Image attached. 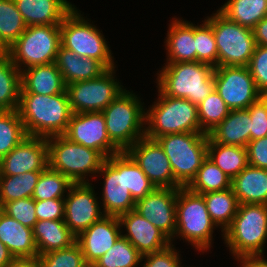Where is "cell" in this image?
<instances>
[{
  "instance_id": "6da1fadb",
  "label": "cell",
  "mask_w": 267,
  "mask_h": 267,
  "mask_svg": "<svg viewBox=\"0 0 267 267\" xmlns=\"http://www.w3.org/2000/svg\"><path fill=\"white\" fill-rule=\"evenodd\" d=\"M17 111L27 136L45 138L63 135L72 115L66 90L46 96L20 93Z\"/></svg>"
},
{
  "instance_id": "7a4b0ae2",
  "label": "cell",
  "mask_w": 267,
  "mask_h": 267,
  "mask_svg": "<svg viewBox=\"0 0 267 267\" xmlns=\"http://www.w3.org/2000/svg\"><path fill=\"white\" fill-rule=\"evenodd\" d=\"M160 73V74H159ZM156 86L164 95L199 105L214 88V67L204 62L166 63Z\"/></svg>"
},
{
  "instance_id": "3957f363",
  "label": "cell",
  "mask_w": 267,
  "mask_h": 267,
  "mask_svg": "<svg viewBox=\"0 0 267 267\" xmlns=\"http://www.w3.org/2000/svg\"><path fill=\"white\" fill-rule=\"evenodd\" d=\"M158 93L159 100L145 112V137L155 140L166 134L201 133L198 105L164 95L159 89Z\"/></svg>"
},
{
  "instance_id": "277c9868",
  "label": "cell",
  "mask_w": 267,
  "mask_h": 267,
  "mask_svg": "<svg viewBox=\"0 0 267 267\" xmlns=\"http://www.w3.org/2000/svg\"><path fill=\"white\" fill-rule=\"evenodd\" d=\"M222 235L235 260L263 255L267 240V205L239 204L231 225Z\"/></svg>"
},
{
  "instance_id": "5b68a950",
  "label": "cell",
  "mask_w": 267,
  "mask_h": 267,
  "mask_svg": "<svg viewBox=\"0 0 267 267\" xmlns=\"http://www.w3.org/2000/svg\"><path fill=\"white\" fill-rule=\"evenodd\" d=\"M138 98L125 89L102 111L108 137L121 152L145 136L144 102Z\"/></svg>"
},
{
  "instance_id": "8992f818",
  "label": "cell",
  "mask_w": 267,
  "mask_h": 267,
  "mask_svg": "<svg viewBox=\"0 0 267 267\" xmlns=\"http://www.w3.org/2000/svg\"><path fill=\"white\" fill-rule=\"evenodd\" d=\"M216 224L211 219L202 195L187 187L178 188L176 198V237L192 244L200 252L212 247L213 230ZM185 238V239H184Z\"/></svg>"
},
{
  "instance_id": "52a82bcc",
  "label": "cell",
  "mask_w": 267,
  "mask_h": 267,
  "mask_svg": "<svg viewBox=\"0 0 267 267\" xmlns=\"http://www.w3.org/2000/svg\"><path fill=\"white\" fill-rule=\"evenodd\" d=\"M46 139L48 166L65 175L73 183H89L86 176L97 174L105 161L98 151L73 143L63 135Z\"/></svg>"
},
{
  "instance_id": "ba28073f",
  "label": "cell",
  "mask_w": 267,
  "mask_h": 267,
  "mask_svg": "<svg viewBox=\"0 0 267 267\" xmlns=\"http://www.w3.org/2000/svg\"><path fill=\"white\" fill-rule=\"evenodd\" d=\"M208 139L205 133L166 134L155 139L169 158L174 178L182 187L191 183L207 157Z\"/></svg>"
},
{
  "instance_id": "9c48e42d",
  "label": "cell",
  "mask_w": 267,
  "mask_h": 267,
  "mask_svg": "<svg viewBox=\"0 0 267 267\" xmlns=\"http://www.w3.org/2000/svg\"><path fill=\"white\" fill-rule=\"evenodd\" d=\"M73 8L60 24L61 46L80 57L95 58L107 69L115 68L114 58L103 33Z\"/></svg>"
},
{
  "instance_id": "30bf717a",
  "label": "cell",
  "mask_w": 267,
  "mask_h": 267,
  "mask_svg": "<svg viewBox=\"0 0 267 267\" xmlns=\"http://www.w3.org/2000/svg\"><path fill=\"white\" fill-rule=\"evenodd\" d=\"M205 20L213 29L218 66H248L257 46L253 30L230 21L218 10Z\"/></svg>"
},
{
  "instance_id": "8fae6325",
  "label": "cell",
  "mask_w": 267,
  "mask_h": 267,
  "mask_svg": "<svg viewBox=\"0 0 267 267\" xmlns=\"http://www.w3.org/2000/svg\"><path fill=\"white\" fill-rule=\"evenodd\" d=\"M60 45V25L28 26L8 48V54L22 71L26 67L54 63Z\"/></svg>"
},
{
  "instance_id": "7c38bea8",
  "label": "cell",
  "mask_w": 267,
  "mask_h": 267,
  "mask_svg": "<svg viewBox=\"0 0 267 267\" xmlns=\"http://www.w3.org/2000/svg\"><path fill=\"white\" fill-rule=\"evenodd\" d=\"M115 68L107 69L99 77L66 85L72 113L102 112L123 89L115 79Z\"/></svg>"
},
{
  "instance_id": "4fadbf2b",
  "label": "cell",
  "mask_w": 267,
  "mask_h": 267,
  "mask_svg": "<svg viewBox=\"0 0 267 267\" xmlns=\"http://www.w3.org/2000/svg\"><path fill=\"white\" fill-rule=\"evenodd\" d=\"M214 88L230 110L247 109L262 96L248 66L214 67Z\"/></svg>"
},
{
  "instance_id": "5bb4252c",
  "label": "cell",
  "mask_w": 267,
  "mask_h": 267,
  "mask_svg": "<svg viewBox=\"0 0 267 267\" xmlns=\"http://www.w3.org/2000/svg\"><path fill=\"white\" fill-rule=\"evenodd\" d=\"M97 174L103 175L102 208L104 215L117 216L135 208L125 181V151L105 159Z\"/></svg>"
},
{
  "instance_id": "9a60e30c",
  "label": "cell",
  "mask_w": 267,
  "mask_h": 267,
  "mask_svg": "<svg viewBox=\"0 0 267 267\" xmlns=\"http://www.w3.org/2000/svg\"><path fill=\"white\" fill-rule=\"evenodd\" d=\"M63 136L98 151L105 159L121 152L108 137L102 112L72 113Z\"/></svg>"
},
{
  "instance_id": "2e32d148",
  "label": "cell",
  "mask_w": 267,
  "mask_h": 267,
  "mask_svg": "<svg viewBox=\"0 0 267 267\" xmlns=\"http://www.w3.org/2000/svg\"><path fill=\"white\" fill-rule=\"evenodd\" d=\"M91 185L73 183L64 198V222L76 237L104 216Z\"/></svg>"
},
{
  "instance_id": "e0dca14e",
  "label": "cell",
  "mask_w": 267,
  "mask_h": 267,
  "mask_svg": "<svg viewBox=\"0 0 267 267\" xmlns=\"http://www.w3.org/2000/svg\"><path fill=\"white\" fill-rule=\"evenodd\" d=\"M157 188H182L175 180L169 158L156 140L140 138L126 151Z\"/></svg>"
},
{
  "instance_id": "ac0fdd59",
  "label": "cell",
  "mask_w": 267,
  "mask_h": 267,
  "mask_svg": "<svg viewBox=\"0 0 267 267\" xmlns=\"http://www.w3.org/2000/svg\"><path fill=\"white\" fill-rule=\"evenodd\" d=\"M178 188H155L135 203L134 210L161 230L171 244L176 231V198Z\"/></svg>"
},
{
  "instance_id": "d6986e66",
  "label": "cell",
  "mask_w": 267,
  "mask_h": 267,
  "mask_svg": "<svg viewBox=\"0 0 267 267\" xmlns=\"http://www.w3.org/2000/svg\"><path fill=\"white\" fill-rule=\"evenodd\" d=\"M47 166V139L27 136L0 160V175H19L31 171H43Z\"/></svg>"
},
{
  "instance_id": "ffe728a7",
  "label": "cell",
  "mask_w": 267,
  "mask_h": 267,
  "mask_svg": "<svg viewBox=\"0 0 267 267\" xmlns=\"http://www.w3.org/2000/svg\"><path fill=\"white\" fill-rule=\"evenodd\" d=\"M121 224L117 216L104 215L76 237L85 263H95L104 255L122 235Z\"/></svg>"
},
{
  "instance_id": "44dd1931",
  "label": "cell",
  "mask_w": 267,
  "mask_h": 267,
  "mask_svg": "<svg viewBox=\"0 0 267 267\" xmlns=\"http://www.w3.org/2000/svg\"><path fill=\"white\" fill-rule=\"evenodd\" d=\"M121 227L125 228L126 234H122L143 256L158 252L171 244V240L148 219L141 216L135 210L120 215Z\"/></svg>"
},
{
  "instance_id": "7402d4cb",
  "label": "cell",
  "mask_w": 267,
  "mask_h": 267,
  "mask_svg": "<svg viewBox=\"0 0 267 267\" xmlns=\"http://www.w3.org/2000/svg\"><path fill=\"white\" fill-rule=\"evenodd\" d=\"M28 26L60 25L75 7L67 0H14Z\"/></svg>"
},
{
  "instance_id": "603a6c76",
  "label": "cell",
  "mask_w": 267,
  "mask_h": 267,
  "mask_svg": "<svg viewBox=\"0 0 267 267\" xmlns=\"http://www.w3.org/2000/svg\"><path fill=\"white\" fill-rule=\"evenodd\" d=\"M66 90V84L56 63L35 65L21 71L20 93L56 95Z\"/></svg>"
},
{
  "instance_id": "cb8c5ba5",
  "label": "cell",
  "mask_w": 267,
  "mask_h": 267,
  "mask_svg": "<svg viewBox=\"0 0 267 267\" xmlns=\"http://www.w3.org/2000/svg\"><path fill=\"white\" fill-rule=\"evenodd\" d=\"M66 85L91 80L103 74L107 68L95 58L80 57L73 51L59 46L56 61Z\"/></svg>"
},
{
  "instance_id": "d4e9b609",
  "label": "cell",
  "mask_w": 267,
  "mask_h": 267,
  "mask_svg": "<svg viewBox=\"0 0 267 267\" xmlns=\"http://www.w3.org/2000/svg\"><path fill=\"white\" fill-rule=\"evenodd\" d=\"M169 26L165 41L167 63L195 62L194 24L174 18Z\"/></svg>"
},
{
  "instance_id": "484cf974",
  "label": "cell",
  "mask_w": 267,
  "mask_h": 267,
  "mask_svg": "<svg viewBox=\"0 0 267 267\" xmlns=\"http://www.w3.org/2000/svg\"><path fill=\"white\" fill-rule=\"evenodd\" d=\"M0 240L14 258L38 257L33 229L22 225L0 209Z\"/></svg>"
},
{
  "instance_id": "4316f807",
  "label": "cell",
  "mask_w": 267,
  "mask_h": 267,
  "mask_svg": "<svg viewBox=\"0 0 267 267\" xmlns=\"http://www.w3.org/2000/svg\"><path fill=\"white\" fill-rule=\"evenodd\" d=\"M239 204L267 205V169L247 165L231 181Z\"/></svg>"
},
{
  "instance_id": "83f0119b",
  "label": "cell",
  "mask_w": 267,
  "mask_h": 267,
  "mask_svg": "<svg viewBox=\"0 0 267 267\" xmlns=\"http://www.w3.org/2000/svg\"><path fill=\"white\" fill-rule=\"evenodd\" d=\"M251 122L248 109L230 110L208 135L219 144L247 147L251 141Z\"/></svg>"
},
{
  "instance_id": "f1b7e54d",
  "label": "cell",
  "mask_w": 267,
  "mask_h": 267,
  "mask_svg": "<svg viewBox=\"0 0 267 267\" xmlns=\"http://www.w3.org/2000/svg\"><path fill=\"white\" fill-rule=\"evenodd\" d=\"M38 256L67 248L76 242V236L64 220H39L33 228Z\"/></svg>"
},
{
  "instance_id": "f546056e",
  "label": "cell",
  "mask_w": 267,
  "mask_h": 267,
  "mask_svg": "<svg viewBox=\"0 0 267 267\" xmlns=\"http://www.w3.org/2000/svg\"><path fill=\"white\" fill-rule=\"evenodd\" d=\"M207 157L231 179L248 165L246 147L219 144L210 136L207 144Z\"/></svg>"
},
{
  "instance_id": "4dcf8cb0",
  "label": "cell",
  "mask_w": 267,
  "mask_h": 267,
  "mask_svg": "<svg viewBox=\"0 0 267 267\" xmlns=\"http://www.w3.org/2000/svg\"><path fill=\"white\" fill-rule=\"evenodd\" d=\"M218 11L230 21L253 29L267 16V0H228Z\"/></svg>"
},
{
  "instance_id": "1f68e13d",
  "label": "cell",
  "mask_w": 267,
  "mask_h": 267,
  "mask_svg": "<svg viewBox=\"0 0 267 267\" xmlns=\"http://www.w3.org/2000/svg\"><path fill=\"white\" fill-rule=\"evenodd\" d=\"M206 202L207 210L217 227L223 233L232 223L237 213L238 201L231 188L222 191H211L201 194Z\"/></svg>"
},
{
  "instance_id": "d6a6232c",
  "label": "cell",
  "mask_w": 267,
  "mask_h": 267,
  "mask_svg": "<svg viewBox=\"0 0 267 267\" xmlns=\"http://www.w3.org/2000/svg\"><path fill=\"white\" fill-rule=\"evenodd\" d=\"M21 90V71L8 53L0 55V110H17Z\"/></svg>"
},
{
  "instance_id": "836d02e7",
  "label": "cell",
  "mask_w": 267,
  "mask_h": 267,
  "mask_svg": "<svg viewBox=\"0 0 267 267\" xmlns=\"http://www.w3.org/2000/svg\"><path fill=\"white\" fill-rule=\"evenodd\" d=\"M42 171L19 175H0V208L6 203L32 197Z\"/></svg>"
},
{
  "instance_id": "e575fe53",
  "label": "cell",
  "mask_w": 267,
  "mask_h": 267,
  "mask_svg": "<svg viewBox=\"0 0 267 267\" xmlns=\"http://www.w3.org/2000/svg\"><path fill=\"white\" fill-rule=\"evenodd\" d=\"M232 179L206 157L198 169L196 177L187 188L196 194L222 191L231 188Z\"/></svg>"
},
{
  "instance_id": "d590c367",
  "label": "cell",
  "mask_w": 267,
  "mask_h": 267,
  "mask_svg": "<svg viewBox=\"0 0 267 267\" xmlns=\"http://www.w3.org/2000/svg\"><path fill=\"white\" fill-rule=\"evenodd\" d=\"M27 137L17 110H0V160Z\"/></svg>"
},
{
  "instance_id": "8d00e7d4",
  "label": "cell",
  "mask_w": 267,
  "mask_h": 267,
  "mask_svg": "<svg viewBox=\"0 0 267 267\" xmlns=\"http://www.w3.org/2000/svg\"><path fill=\"white\" fill-rule=\"evenodd\" d=\"M22 15L14 0H0V41L8 49L25 31Z\"/></svg>"
},
{
  "instance_id": "74e56055",
  "label": "cell",
  "mask_w": 267,
  "mask_h": 267,
  "mask_svg": "<svg viewBox=\"0 0 267 267\" xmlns=\"http://www.w3.org/2000/svg\"><path fill=\"white\" fill-rule=\"evenodd\" d=\"M142 261V255L121 235L95 264L98 267H137Z\"/></svg>"
},
{
  "instance_id": "f35d334b",
  "label": "cell",
  "mask_w": 267,
  "mask_h": 267,
  "mask_svg": "<svg viewBox=\"0 0 267 267\" xmlns=\"http://www.w3.org/2000/svg\"><path fill=\"white\" fill-rule=\"evenodd\" d=\"M72 184L65 175L47 166L40 174L32 198L38 201L65 198L64 193Z\"/></svg>"
},
{
  "instance_id": "ab89813d",
  "label": "cell",
  "mask_w": 267,
  "mask_h": 267,
  "mask_svg": "<svg viewBox=\"0 0 267 267\" xmlns=\"http://www.w3.org/2000/svg\"><path fill=\"white\" fill-rule=\"evenodd\" d=\"M230 109L214 89L199 105L198 117L201 133L209 134L229 114Z\"/></svg>"
},
{
  "instance_id": "60d3db41",
  "label": "cell",
  "mask_w": 267,
  "mask_h": 267,
  "mask_svg": "<svg viewBox=\"0 0 267 267\" xmlns=\"http://www.w3.org/2000/svg\"><path fill=\"white\" fill-rule=\"evenodd\" d=\"M202 22L200 26L194 24L196 61L218 67V51L212 26L206 20Z\"/></svg>"
},
{
  "instance_id": "b9f144b4",
  "label": "cell",
  "mask_w": 267,
  "mask_h": 267,
  "mask_svg": "<svg viewBox=\"0 0 267 267\" xmlns=\"http://www.w3.org/2000/svg\"><path fill=\"white\" fill-rule=\"evenodd\" d=\"M125 181L132 198L135 202L144 198L156 187L148 179L145 173L140 169L139 165L125 151Z\"/></svg>"
},
{
  "instance_id": "7bdbcfd3",
  "label": "cell",
  "mask_w": 267,
  "mask_h": 267,
  "mask_svg": "<svg viewBox=\"0 0 267 267\" xmlns=\"http://www.w3.org/2000/svg\"><path fill=\"white\" fill-rule=\"evenodd\" d=\"M40 267H82L85 264L82 250L77 242L67 248L38 256Z\"/></svg>"
},
{
  "instance_id": "ee69618b",
  "label": "cell",
  "mask_w": 267,
  "mask_h": 267,
  "mask_svg": "<svg viewBox=\"0 0 267 267\" xmlns=\"http://www.w3.org/2000/svg\"><path fill=\"white\" fill-rule=\"evenodd\" d=\"M0 209L9 217L31 229L38 221L35 213V200L32 197L6 202Z\"/></svg>"
},
{
  "instance_id": "f6af8a7d",
  "label": "cell",
  "mask_w": 267,
  "mask_h": 267,
  "mask_svg": "<svg viewBox=\"0 0 267 267\" xmlns=\"http://www.w3.org/2000/svg\"><path fill=\"white\" fill-rule=\"evenodd\" d=\"M248 68L254 79L257 90L267 95V47L257 45Z\"/></svg>"
},
{
  "instance_id": "bcb514c9",
  "label": "cell",
  "mask_w": 267,
  "mask_h": 267,
  "mask_svg": "<svg viewBox=\"0 0 267 267\" xmlns=\"http://www.w3.org/2000/svg\"><path fill=\"white\" fill-rule=\"evenodd\" d=\"M251 122V140L267 136V95L260 96L248 108Z\"/></svg>"
},
{
  "instance_id": "7dc6e473",
  "label": "cell",
  "mask_w": 267,
  "mask_h": 267,
  "mask_svg": "<svg viewBox=\"0 0 267 267\" xmlns=\"http://www.w3.org/2000/svg\"><path fill=\"white\" fill-rule=\"evenodd\" d=\"M143 259H145L143 267H183L179 252L173 244L161 251L145 254L142 256Z\"/></svg>"
},
{
  "instance_id": "c3c4849f",
  "label": "cell",
  "mask_w": 267,
  "mask_h": 267,
  "mask_svg": "<svg viewBox=\"0 0 267 267\" xmlns=\"http://www.w3.org/2000/svg\"><path fill=\"white\" fill-rule=\"evenodd\" d=\"M35 213L39 220H64V198L35 200Z\"/></svg>"
},
{
  "instance_id": "681fc988",
  "label": "cell",
  "mask_w": 267,
  "mask_h": 267,
  "mask_svg": "<svg viewBox=\"0 0 267 267\" xmlns=\"http://www.w3.org/2000/svg\"><path fill=\"white\" fill-rule=\"evenodd\" d=\"M248 165L267 169V136L251 140L247 145Z\"/></svg>"
},
{
  "instance_id": "f907efd6",
  "label": "cell",
  "mask_w": 267,
  "mask_h": 267,
  "mask_svg": "<svg viewBox=\"0 0 267 267\" xmlns=\"http://www.w3.org/2000/svg\"><path fill=\"white\" fill-rule=\"evenodd\" d=\"M257 45L267 47V16L252 29Z\"/></svg>"
},
{
  "instance_id": "816d5d0a",
  "label": "cell",
  "mask_w": 267,
  "mask_h": 267,
  "mask_svg": "<svg viewBox=\"0 0 267 267\" xmlns=\"http://www.w3.org/2000/svg\"><path fill=\"white\" fill-rule=\"evenodd\" d=\"M241 267H267V260L263 255H249L237 259Z\"/></svg>"
},
{
  "instance_id": "f5cc1de1",
  "label": "cell",
  "mask_w": 267,
  "mask_h": 267,
  "mask_svg": "<svg viewBox=\"0 0 267 267\" xmlns=\"http://www.w3.org/2000/svg\"><path fill=\"white\" fill-rule=\"evenodd\" d=\"M7 267H40L38 257L14 258Z\"/></svg>"
},
{
  "instance_id": "db71d44e",
  "label": "cell",
  "mask_w": 267,
  "mask_h": 267,
  "mask_svg": "<svg viewBox=\"0 0 267 267\" xmlns=\"http://www.w3.org/2000/svg\"><path fill=\"white\" fill-rule=\"evenodd\" d=\"M13 259L14 256L0 240V267H7Z\"/></svg>"
},
{
  "instance_id": "11a10c76",
  "label": "cell",
  "mask_w": 267,
  "mask_h": 267,
  "mask_svg": "<svg viewBox=\"0 0 267 267\" xmlns=\"http://www.w3.org/2000/svg\"><path fill=\"white\" fill-rule=\"evenodd\" d=\"M4 53H8V49L0 41V55Z\"/></svg>"
},
{
  "instance_id": "9f6ffc18",
  "label": "cell",
  "mask_w": 267,
  "mask_h": 267,
  "mask_svg": "<svg viewBox=\"0 0 267 267\" xmlns=\"http://www.w3.org/2000/svg\"><path fill=\"white\" fill-rule=\"evenodd\" d=\"M82 267H98L95 263H85Z\"/></svg>"
}]
</instances>
